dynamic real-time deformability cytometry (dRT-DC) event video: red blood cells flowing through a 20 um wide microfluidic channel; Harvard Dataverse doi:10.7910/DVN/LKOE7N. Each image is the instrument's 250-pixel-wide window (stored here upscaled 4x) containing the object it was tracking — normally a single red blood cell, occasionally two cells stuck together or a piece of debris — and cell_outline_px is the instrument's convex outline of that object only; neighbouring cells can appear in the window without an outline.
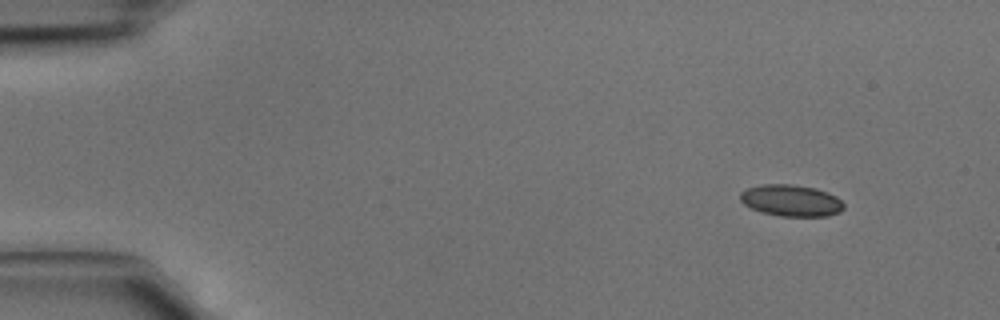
{"species": "common noctule bat (a hibernating species)", "species_latin": "Nyctalus noctula", "temperature_condition": "cold", "stored_images_in_passage": 3, "camera_frame_rate_fps": 3000, "um_per_image_px": 0.085, "animal": {"sex": "male", "body_mass_g": 15.6}, "frame": {"image": 1, "passage_image": 1, "time_ms": 0.0, "image_size_px": [1000, 320], "cell_outline_px": [[844, 208], [840, 212], [828, 216], [780, 216], [764, 212], [752, 208], [744, 204], [740, 200], [740, 192], [748, 188], [760, 184], [792, 184], [816, 188], [828, 192], [836, 196], [844, 204]], "centroid_in_image_um": [67.26, 17.03], "position_along_channel_um": 17.7, "area_um2": 19.07}}